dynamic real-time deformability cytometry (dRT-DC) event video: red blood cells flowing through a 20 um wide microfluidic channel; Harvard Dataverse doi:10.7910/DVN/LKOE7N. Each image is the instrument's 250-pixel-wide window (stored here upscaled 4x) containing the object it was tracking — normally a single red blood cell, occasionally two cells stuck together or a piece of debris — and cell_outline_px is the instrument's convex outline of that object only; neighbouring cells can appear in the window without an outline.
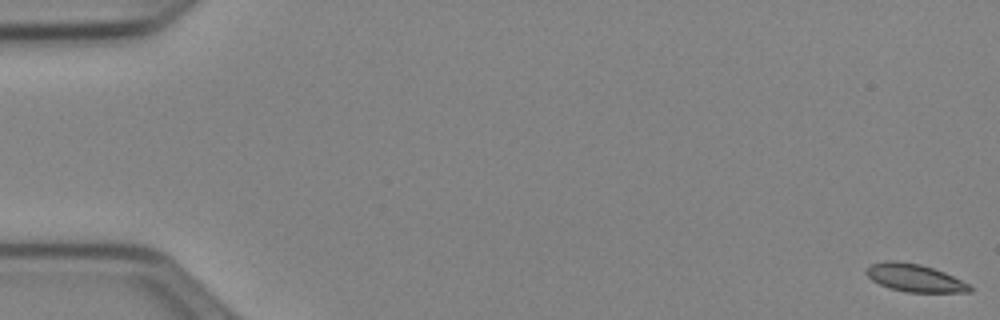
{"species": "Egyptian fruit bat (a non-hibernating species)", "species_latin": "Rousettus aegyptiacus", "temperature_condition": "cold", "stored_images_in_passage": 53, "camera_frame_rate_fps": 3000, "um_per_image_px": 0.085, "animal": {"sex": "female"}, "frame": {"image": 1, "passage_image": 1, "time_ms": 0.0, "image_size_px": [1000, 320], "cell_outline_px": [[972, 292], [908, 292], [888, 288], [872, 280], [864, 272], [864, 268], [868, 264], [888, 260], [896, 260], [920, 264], [944, 272], [972, 284]], "centroid_in_image_um": [77.73, 23.61], "position_along_channel_um": 7.3, "area_um2": 16.99}}
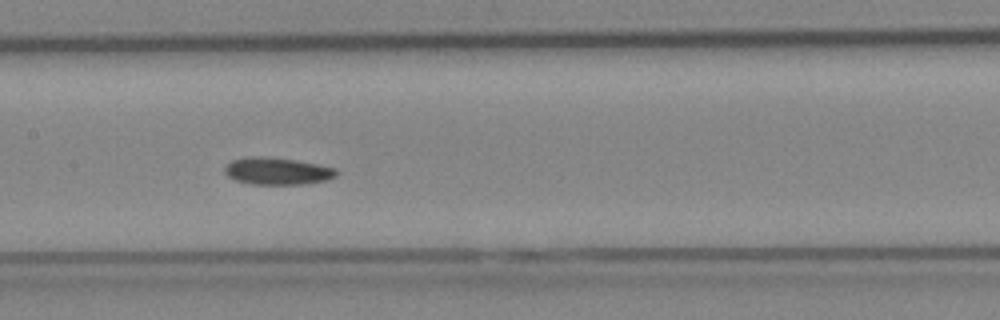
{"frame": {"image": 2, "passage_image": 27, "time_ms": 8.667, "image_size_px": [1000, 320], "cell_outline_px": [[336, 176], [328, 180], [304, 184], [252, 184], [236, 180], [228, 176], [224, 172], [224, 168], [232, 160], [248, 156], [260, 156], [296, 160], [336, 168]], "centroid_in_image_um": [23.56, 14.54], "position_along_channel_um": 183.8, "area_um2": 17.57}}
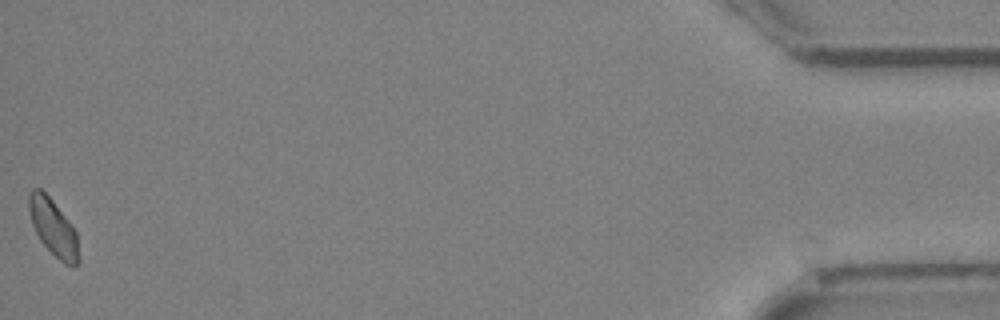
{"frame": {"image": 3, "passage_image": 53, "time_ms": 17.333, "image_size_px": [1000, 320], "cell_outline_px": [[80, 260], [72, 268], [64, 264], [40, 240], [32, 224], [28, 208], [28, 192], [32, 188], [40, 188], [52, 200], [68, 220], [76, 232]], "centroid_in_image_um": [4.52, 19.34], "position_along_channel_um": 430.7, "area_um2": 16.36}, "authors_computed_cell_mechanics": {"area_um2": 17.051, "velocity_mm_per_s": 3.9182, "shape_relaxation_time_tau1_ms": 5.0306, "shape_relaxation_time_tau2_ms": null, "deformation_change_tau1": 0.0889, "deformation_change_tau2": null}}